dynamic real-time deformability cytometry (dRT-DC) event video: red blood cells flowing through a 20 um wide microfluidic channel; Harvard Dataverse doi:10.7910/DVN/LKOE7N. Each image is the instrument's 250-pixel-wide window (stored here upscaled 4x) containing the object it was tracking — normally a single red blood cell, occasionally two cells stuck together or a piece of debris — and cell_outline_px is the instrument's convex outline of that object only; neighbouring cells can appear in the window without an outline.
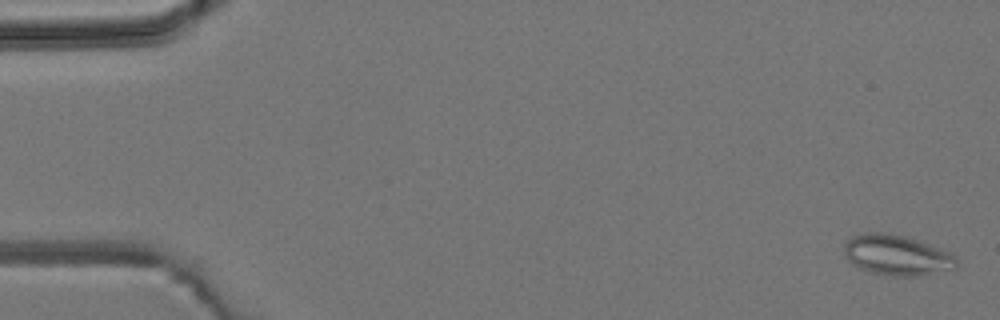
{"species": "common noctule bat (a hibernating species)", "species_latin": "Nyctalus noctula", "temperature_condition": "room temperature", "stored_images_in_passage": 5, "camera_frame_rate_fps": 3000, "um_per_image_px": 0.085, "animal": {"sex": "male", "body_mass_g": 19.2, "forearm_length_mm": 51.8}, "frame": {"image": 1, "passage_image": 1, "time_ms": 0.0, "image_size_px": [1000, 320], "cell_outline_px": [[956, 268], [920, 276], [896, 276], [872, 272], [860, 268], [852, 264], [848, 260], [844, 252], [844, 244], [852, 236], [868, 232], [880, 232], [904, 236], [952, 252], [956, 256]], "centroid_in_image_um": [76.24, 21.69], "position_along_channel_um": 8.8, "area_um2": 26.3}}